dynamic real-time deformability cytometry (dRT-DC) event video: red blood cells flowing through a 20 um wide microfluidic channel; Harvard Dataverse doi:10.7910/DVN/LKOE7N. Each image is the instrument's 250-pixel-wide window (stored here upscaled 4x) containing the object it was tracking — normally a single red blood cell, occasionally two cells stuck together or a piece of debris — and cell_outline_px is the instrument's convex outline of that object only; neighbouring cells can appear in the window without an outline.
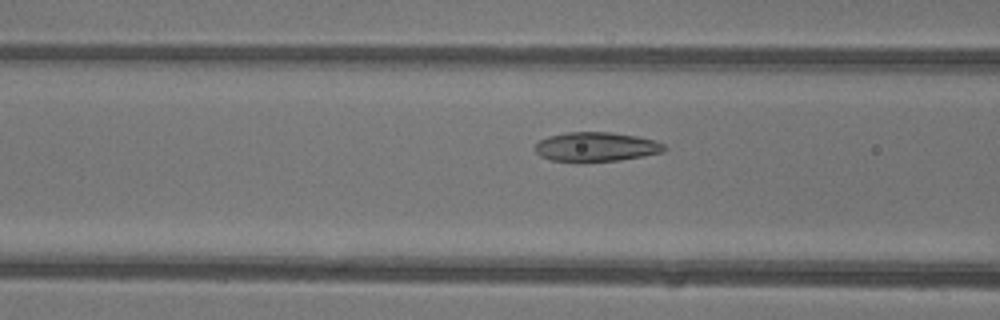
{"species": "common noctule bat (a hibernating species)", "species_latin": "Nyctalus noctula", "temperature_condition": "warm", "stored_images_in_passage": 34, "camera_frame_rate_fps": 3000, "um_per_image_px": 0.085, "animal": {"sex": "female"}, "frame": {"image": 1, "passage_image": 11, "time_ms": 3.333, "image_size_px": [1000, 320], "cell_outline_px": [[668, 148], [664, 152], [644, 156], [620, 160], [580, 164], [552, 160], [540, 156], [536, 152], [536, 144], [540, 140], [548, 136], [568, 132], [612, 132], [636, 136], [656, 140], [664, 144]], "centroid_in_image_um": [50.69, 12.51], "position_along_channel_um": 115.9, "area_um2": 22.72}}
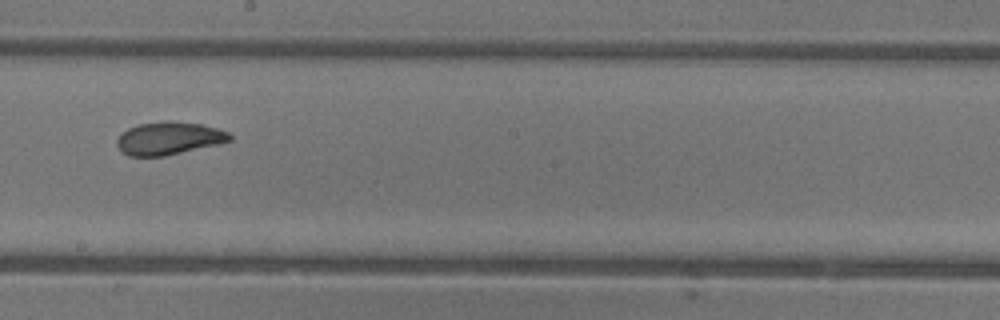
{"frame": {"image": 2, "passage_image": 19, "time_ms": 6.0, "image_size_px": [1000, 320], "cell_outline_px": [[232, 140], [220, 144], [164, 156], [128, 156], [120, 152], [116, 144], [116, 140], [128, 128], [140, 124], [168, 120], [172, 120], [200, 124], [220, 128], [228, 132], [232, 136]], "centroid_in_image_um": [14.38, 11.76], "position_along_channel_um": 233.8, "area_um2": 21.79}}
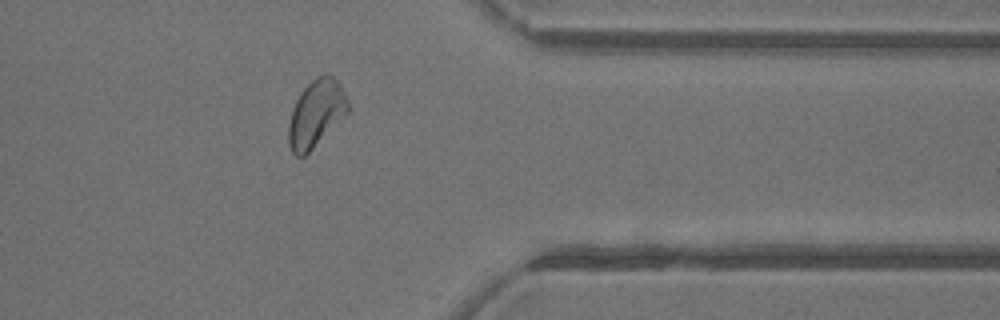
{"frame": {"image": 3, "passage_image": 30, "time_ms": 9.667, "image_size_px": [1000, 320], "cell_outline_px": [[348, 112], [304, 156], [296, 156], [292, 152], [288, 144], [288, 124], [292, 108], [300, 92], [316, 76], [324, 72], [332, 76], [340, 84], [348, 100]], "centroid_in_image_um": [26.84, 9.61], "position_along_channel_um": 384.6, "area_um2": 23.0}}